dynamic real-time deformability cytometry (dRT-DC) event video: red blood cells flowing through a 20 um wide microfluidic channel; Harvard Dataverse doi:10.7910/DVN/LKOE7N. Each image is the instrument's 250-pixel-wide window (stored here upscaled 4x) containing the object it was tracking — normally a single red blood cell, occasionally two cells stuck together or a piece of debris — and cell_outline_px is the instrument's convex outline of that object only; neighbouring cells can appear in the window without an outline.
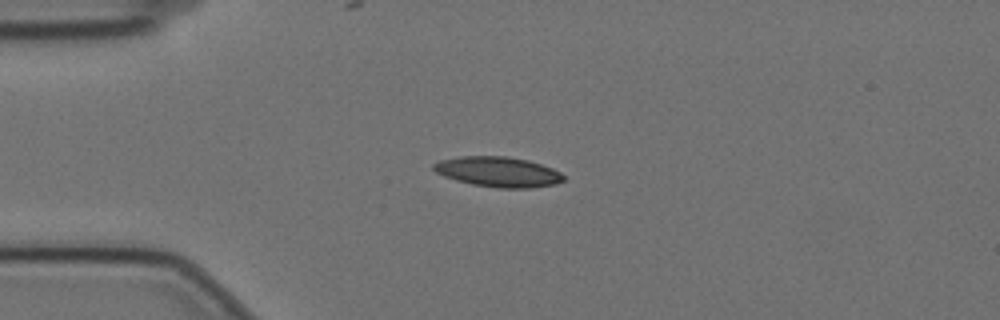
{"species": "Egyptian fruit bat (a non-hibernating species)", "species_latin": "Rousettus aegyptiacus", "temperature_condition": "cold", "stored_images_in_passage": 45, "camera_frame_rate_fps": 3000, "um_per_image_px": 0.085, "animal": {"sex": "female"}, "frame": {"image": 1, "passage_image": 1, "time_ms": 0.0, "image_size_px": [1000, 320], "cell_outline_px": [[564, 180], [556, 184], [532, 188], [496, 188], [472, 184], [456, 180], [444, 176], [436, 172], [432, 168], [432, 164], [440, 160], [460, 156], [508, 156], [528, 160], [552, 168], [560, 172], [564, 176]], "centroid_in_image_um": [42.34, 14.61], "position_along_channel_um": 42.7, "area_um2": 22.95}}
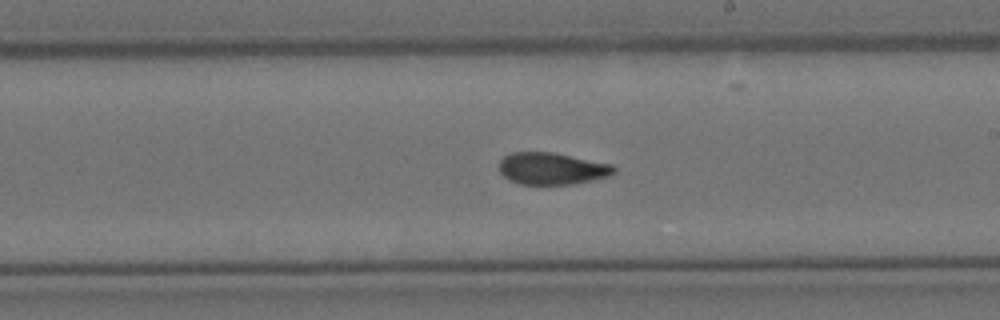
{"frame": {"image": 2, "passage_image": 20, "time_ms": 6.333, "image_size_px": [1000, 320], "cell_outline_px": [[616, 172], [608, 176], [592, 180], [572, 184], [520, 184], [508, 180], [500, 172], [500, 160], [504, 156], [512, 152], [552, 152], [612, 164], [616, 168]], "centroid_in_image_um": [46.91, 14.33], "position_along_channel_um": 242.1, "area_um2": 21.33}}
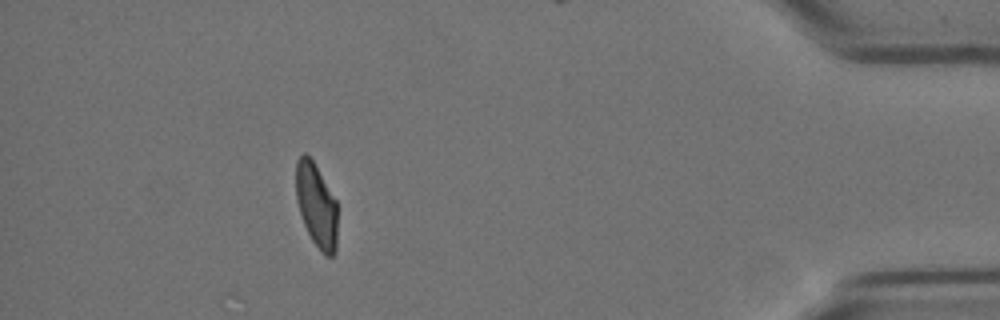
{"frame": {"image": 3, "passage_image": 39, "time_ms": 12.667, "image_size_px": [1000, 320], "cell_outline_px": [[336, 252], [332, 256], [324, 256], [312, 240], [304, 224], [296, 200], [296, 160], [304, 152], [312, 160], [336, 200]], "centroid_in_image_um": [26.88, 17.47], "position_along_channel_um": 408.3, "area_um2": 20.06}, "authors_computed_cell_mechanics": {"area_um2": 21.7906, "velocity_mm_per_s": 3.4867, "shape_relaxation_time_tau1_ms": null, "shape_relaxation_time_tau2_ms": 1.9621, "deformation_change_tau1": null, "deformation_change_tau2": 0.0735}}